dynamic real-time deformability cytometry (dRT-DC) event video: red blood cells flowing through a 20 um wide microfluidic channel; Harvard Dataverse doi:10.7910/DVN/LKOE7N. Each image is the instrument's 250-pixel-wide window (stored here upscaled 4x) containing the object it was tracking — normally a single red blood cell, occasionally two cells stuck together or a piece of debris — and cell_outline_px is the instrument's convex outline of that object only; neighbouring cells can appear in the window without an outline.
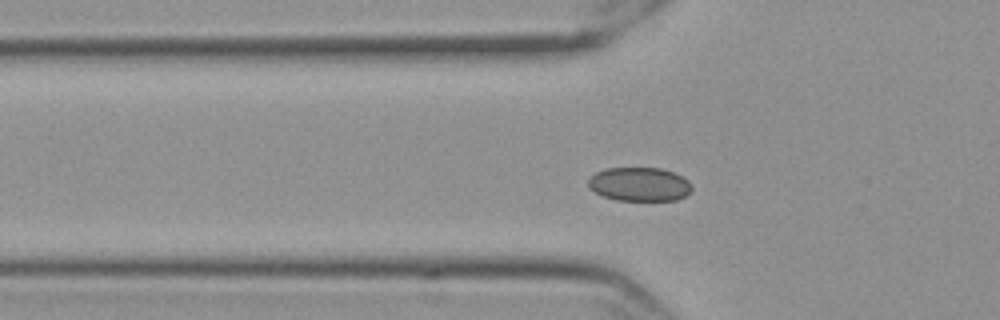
{"species": "Egyptian fruit bat (a non-hibernating species)", "species_latin": "Rousettus aegyptiacus", "temperature_condition": "cold", "stored_images_in_passage": 49, "camera_frame_rate_fps": 3000, "um_per_image_px": 0.085, "frame": {"image": 1, "passage_image": 10, "time_ms": 3.0, "image_size_px": [1000, 320], "cell_outline_px": [[692, 188], [684, 196], [676, 200], [616, 200], [604, 196], [588, 188], [588, 180], [596, 172], [608, 168], [660, 168], [672, 172], [688, 180], [692, 184]], "centroid_in_image_um": [54.34, 15.66], "position_along_channel_um": 71.5, "area_um2": 20.23}}
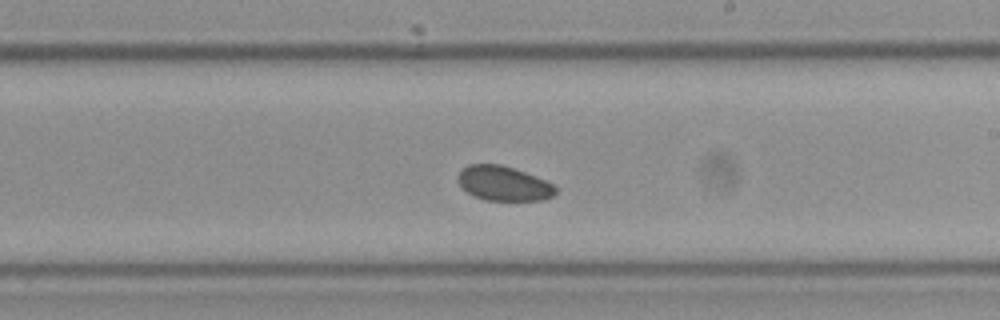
{"frame": {"image": 2, "passage_image": 25, "time_ms": 8.0, "image_size_px": [1000, 320], "cell_outline_px": [[560, 188], [552, 196], [544, 200], [484, 200], [472, 196], [460, 184], [460, 172], [468, 164], [500, 164], [524, 172], [544, 180]], "centroid_in_image_um": [42.84, 15.61], "position_along_channel_um": 246.2, "area_um2": 19.42}}
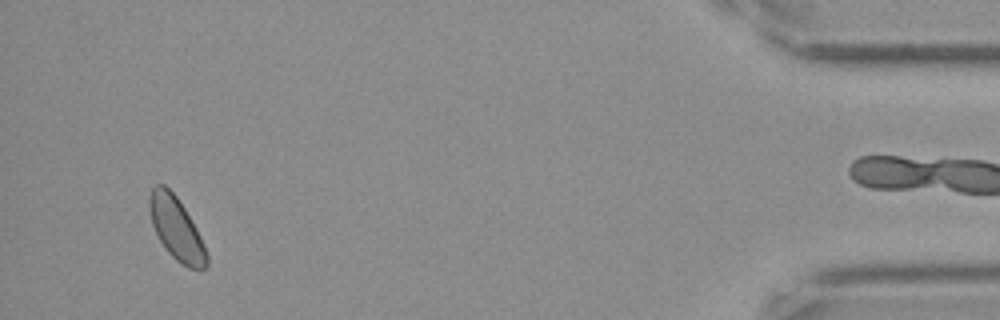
{"frame": {"image": 3, "passage_image": 46, "time_ms": 15.0, "image_size_px": [1000, 320], "cell_outline_px": [[208, 264], [204, 268], [188, 268], [180, 264], [168, 252], [160, 240], [152, 224], [148, 204], [148, 200], [152, 188], [156, 184], [164, 184], [176, 196], [184, 208], [196, 228], [204, 244], [208, 256]], "centroid_in_image_um": [14.98, 19.43], "position_along_channel_um": 420.2, "area_um2": 20.69}, "authors_computed_cell_mechanics": {"area_um2": 20.6924, "velocity_mm_per_s": 3.4984, "shape_relaxation_time_tau1_ms": null, "shape_relaxation_time_tau2_ms": 5.034, "deformation_change_tau1": null, "deformation_change_tau2": 0.0524}}